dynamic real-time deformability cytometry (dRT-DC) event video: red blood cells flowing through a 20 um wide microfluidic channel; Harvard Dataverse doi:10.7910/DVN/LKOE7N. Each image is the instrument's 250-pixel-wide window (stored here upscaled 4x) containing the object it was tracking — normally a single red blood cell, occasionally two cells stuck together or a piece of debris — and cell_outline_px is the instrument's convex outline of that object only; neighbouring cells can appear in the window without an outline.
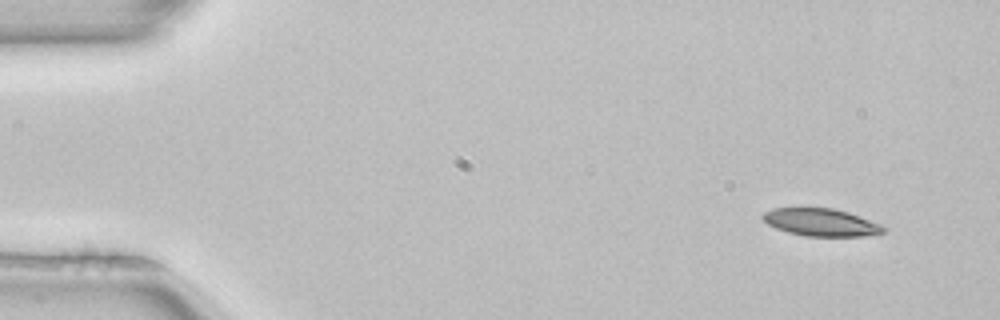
{"species": "common noctule bat (a hibernating species)", "species_latin": "Nyctalus noctula", "temperature_condition": "room temperature", "stored_images_in_passage": 3, "camera_frame_rate_fps": 3000, "um_per_image_px": 0.085, "animal": {"sex": "female", "body_mass_g": 22.7, "forearm_length_mm": 54.2}, "frame": {"image": 1, "passage_image": 1, "time_ms": 0.0, "image_size_px": [1000, 320], "cell_outline_px": [[888, 228], [884, 232], [864, 236], [804, 236], [788, 232], [776, 228], [768, 224], [760, 216], [764, 212], [772, 208], [832, 208], [848, 212], [880, 224]], "centroid_in_image_um": [69.77, 18.9], "position_along_channel_um": 15.2, "area_um2": 19.31}}
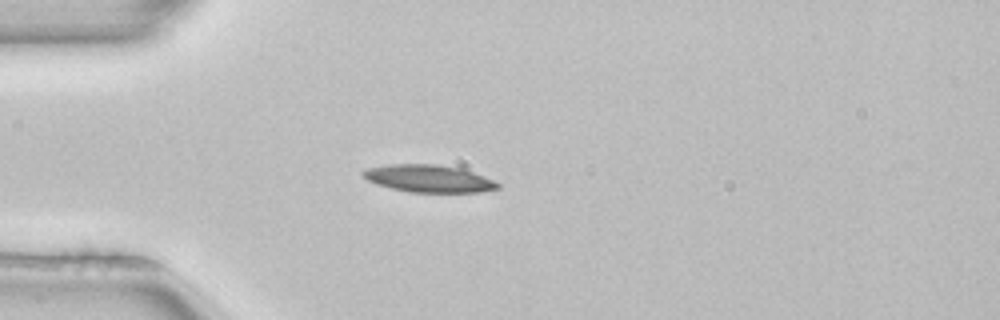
{"frame": {"image": 2, "passage_image": 3, "time_ms": 0.667, "image_size_px": [1000, 320], "cell_outline_px": [[500, 188], [484, 192], [408, 192], [376, 184], [368, 180], [360, 172], [364, 168], [388, 164], [436, 164], [460, 168], [484, 176], [500, 184]], "centroid_in_image_um": [36.42, 15.17], "position_along_channel_um": 48.6, "area_um2": 21.56}}